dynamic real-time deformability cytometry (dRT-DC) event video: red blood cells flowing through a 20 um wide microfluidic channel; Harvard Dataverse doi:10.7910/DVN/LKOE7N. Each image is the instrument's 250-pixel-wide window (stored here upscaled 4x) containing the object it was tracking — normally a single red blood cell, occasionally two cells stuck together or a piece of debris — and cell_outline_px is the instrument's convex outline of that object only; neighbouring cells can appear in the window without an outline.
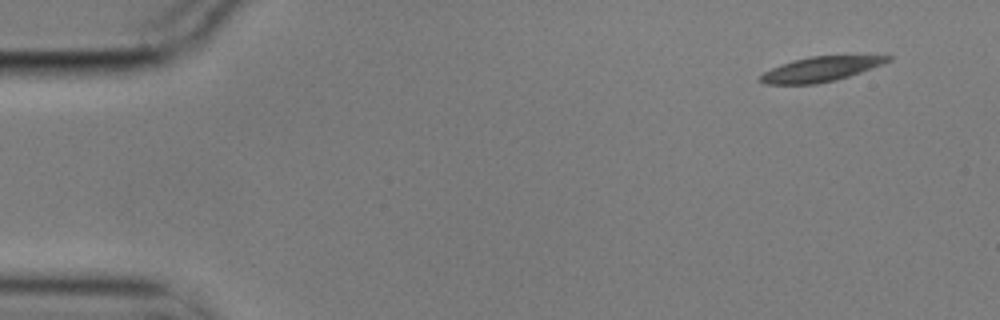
{"species": "common noctule bat (a hibernating species)", "species_latin": "Nyctalus noctula", "temperature_condition": "cold", "stored_images_in_passage": 4, "camera_frame_rate_fps": 3000, "um_per_image_px": 0.085, "animal": {"sex": "male", "body_mass_g": 17.9}, "frame": {"image": 1, "passage_image": 1, "time_ms": 0.0, "image_size_px": [1000, 320], "cell_outline_px": [[892, 60], [860, 72], [836, 80], [816, 84], [764, 84], [760, 80], [760, 76], [764, 72], [772, 68], [792, 60], [812, 56], [892, 56]], "centroid_in_image_um": [69.72, 5.88], "position_along_channel_um": 15.3, "area_um2": 18.03}}
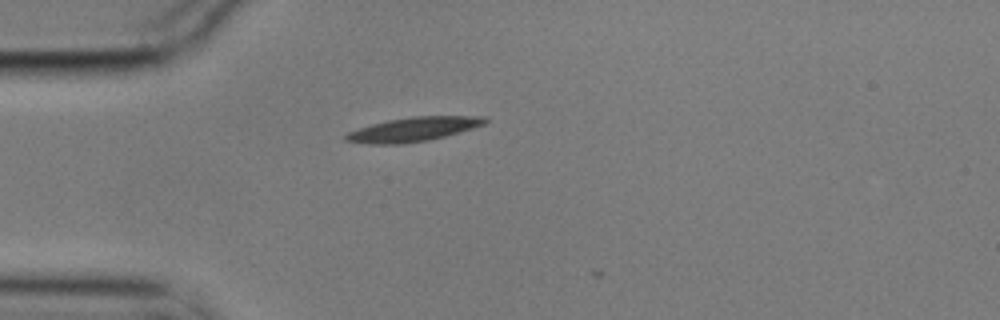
{"frame": {"image": 2, "passage_image": 4, "time_ms": 1.0, "image_size_px": [1000, 320], "cell_outline_px": [[488, 120], [484, 124], [460, 132], [428, 140], [400, 144], [368, 144], [344, 140], [344, 136], [348, 132], [372, 124], [388, 120], [412, 116], [484, 116]], "centroid_in_image_um": [35.12, 10.99], "position_along_channel_um": 49.9, "area_um2": 19.42}}